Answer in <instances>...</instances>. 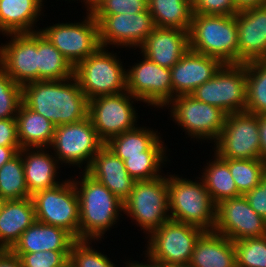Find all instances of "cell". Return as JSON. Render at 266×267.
Returning a JSON list of instances; mask_svg holds the SVG:
<instances>
[{
    "label": "cell",
    "instance_id": "obj_52",
    "mask_svg": "<svg viewBox=\"0 0 266 267\" xmlns=\"http://www.w3.org/2000/svg\"><path fill=\"white\" fill-rule=\"evenodd\" d=\"M172 267H193V266L190 263H187V264L173 265Z\"/></svg>",
    "mask_w": 266,
    "mask_h": 267
},
{
    "label": "cell",
    "instance_id": "obj_10",
    "mask_svg": "<svg viewBox=\"0 0 266 267\" xmlns=\"http://www.w3.org/2000/svg\"><path fill=\"white\" fill-rule=\"evenodd\" d=\"M205 231L197 226L169 220L147 237L145 254L170 266L190 263L196 241Z\"/></svg>",
    "mask_w": 266,
    "mask_h": 267
},
{
    "label": "cell",
    "instance_id": "obj_31",
    "mask_svg": "<svg viewBox=\"0 0 266 267\" xmlns=\"http://www.w3.org/2000/svg\"><path fill=\"white\" fill-rule=\"evenodd\" d=\"M212 158L206 162V166L202 167V175L199 174V176L217 205L225 199L238 197L241 194L238 192L228 164L215 153Z\"/></svg>",
    "mask_w": 266,
    "mask_h": 267
},
{
    "label": "cell",
    "instance_id": "obj_21",
    "mask_svg": "<svg viewBox=\"0 0 266 267\" xmlns=\"http://www.w3.org/2000/svg\"><path fill=\"white\" fill-rule=\"evenodd\" d=\"M138 50L150 61L170 69L189 50V31L156 27Z\"/></svg>",
    "mask_w": 266,
    "mask_h": 267
},
{
    "label": "cell",
    "instance_id": "obj_26",
    "mask_svg": "<svg viewBox=\"0 0 266 267\" xmlns=\"http://www.w3.org/2000/svg\"><path fill=\"white\" fill-rule=\"evenodd\" d=\"M36 221L30 198L5 200L0 212V249H11L21 234Z\"/></svg>",
    "mask_w": 266,
    "mask_h": 267
},
{
    "label": "cell",
    "instance_id": "obj_30",
    "mask_svg": "<svg viewBox=\"0 0 266 267\" xmlns=\"http://www.w3.org/2000/svg\"><path fill=\"white\" fill-rule=\"evenodd\" d=\"M156 27L189 31L193 16L190 0H148Z\"/></svg>",
    "mask_w": 266,
    "mask_h": 267
},
{
    "label": "cell",
    "instance_id": "obj_49",
    "mask_svg": "<svg viewBox=\"0 0 266 267\" xmlns=\"http://www.w3.org/2000/svg\"><path fill=\"white\" fill-rule=\"evenodd\" d=\"M239 10L266 5V0H234Z\"/></svg>",
    "mask_w": 266,
    "mask_h": 267
},
{
    "label": "cell",
    "instance_id": "obj_9",
    "mask_svg": "<svg viewBox=\"0 0 266 267\" xmlns=\"http://www.w3.org/2000/svg\"><path fill=\"white\" fill-rule=\"evenodd\" d=\"M246 75V63L223 64L210 80L190 95L198 101L219 107L227 114L246 111Z\"/></svg>",
    "mask_w": 266,
    "mask_h": 267
},
{
    "label": "cell",
    "instance_id": "obj_16",
    "mask_svg": "<svg viewBox=\"0 0 266 267\" xmlns=\"http://www.w3.org/2000/svg\"><path fill=\"white\" fill-rule=\"evenodd\" d=\"M99 26V40L101 47L137 48L156 28L150 11L137 14L93 15ZM128 48V49H127Z\"/></svg>",
    "mask_w": 266,
    "mask_h": 267
},
{
    "label": "cell",
    "instance_id": "obj_45",
    "mask_svg": "<svg viewBox=\"0 0 266 267\" xmlns=\"http://www.w3.org/2000/svg\"><path fill=\"white\" fill-rule=\"evenodd\" d=\"M0 267H23L20 258L9 249H0Z\"/></svg>",
    "mask_w": 266,
    "mask_h": 267
},
{
    "label": "cell",
    "instance_id": "obj_38",
    "mask_svg": "<svg viewBox=\"0 0 266 267\" xmlns=\"http://www.w3.org/2000/svg\"><path fill=\"white\" fill-rule=\"evenodd\" d=\"M236 267H266V236L234 242Z\"/></svg>",
    "mask_w": 266,
    "mask_h": 267
},
{
    "label": "cell",
    "instance_id": "obj_7",
    "mask_svg": "<svg viewBox=\"0 0 266 267\" xmlns=\"http://www.w3.org/2000/svg\"><path fill=\"white\" fill-rule=\"evenodd\" d=\"M165 108L188 138L201 144L205 141L213 144L227 118V113L219 107L198 101L192 95L175 96Z\"/></svg>",
    "mask_w": 266,
    "mask_h": 267
},
{
    "label": "cell",
    "instance_id": "obj_43",
    "mask_svg": "<svg viewBox=\"0 0 266 267\" xmlns=\"http://www.w3.org/2000/svg\"><path fill=\"white\" fill-rule=\"evenodd\" d=\"M251 208L266 221V172L260 184L245 195Z\"/></svg>",
    "mask_w": 266,
    "mask_h": 267
},
{
    "label": "cell",
    "instance_id": "obj_23",
    "mask_svg": "<svg viewBox=\"0 0 266 267\" xmlns=\"http://www.w3.org/2000/svg\"><path fill=\"white\" fill-rule=\"evenodd\" d=\"M86 172L106 186L122 202L131 194L135 183V180L128 175L123 160L105 144L94 156Z\"/></svg>",
    "mask_w": 266,
    "mask_h": 267
},
{
    "label": "cell",
    "instance_id": "obj_25",
    "mask_svg": "<svg viewBox=\"0 0 266 267\" xmlns=\"http://www.w3.org/2000/svg\"><path fill=\"white\" fill-rule=\"evenodd\" d=\"M44 2L45 0H0V34L4 36L39 31L37 21L44 16Z\"/></svg>",
    "mask_w": 266,
    "mask_h": 267
},
{
    "label": "cell",
    "instance_id": "obj_28",
    "mask_svg": "<svg viewBox=\"0 0 266 267\" xmlns=\"http://www.w3.org/2000/svg\"><path fill=\"white\" fill-rule=\"evenodd\" d=\"M17 137L22 148L50 147L55 125L23 102L16 115Z\"/></svg>",
    "mask_w": 266,
    "mask_h": 267
},
{
    "label": "cell",
    "instance_id": "obj_14",
    "mask_svg": "<svg viewBox=\"0 0 266 267\" xmlns=\"http://www.w3.org/2000/svg\"><path fill=\"white\" fill-rule=\"evenodd\" d=\"M212 149L219 158L260 159L258 115L247 111L227 114Z\"/></svg>",
    "mask_w": 266,
    "mask_h": 267
},
{
    "label": "cell",
    "instance_id": "obj_41",
    "mask_svg": "<svg viewBox=\"0 0 266 267\" xmlns=\"http://www.w3.org/2000/svg\"><path fill=\"white\" fill-rule=\"evenodd\" d=\"M148 9V0H103L92 15L137 14Z\"/></svg>",
    "mask_w": 266,
    "mask_h": 267
},
{
    "label": "cell",
    "instance_id": "obj_47",
    "mask_svg": "<svg viewBox=\"0 0 266 267\" xmlns=\"http://www.w3.org/2000/svg\"><path fill=\"white\" fill-rule=\"evenodd\" d=\"M144 257H145V262H141L139 263V261H133V260H130V259H127L129 260L128 261V267H172L170 265H167V264H163L161 262H158V261H155L153 259H151L149 256H147L145 253H144Z\"/></svg>",
    "mask_w": 266,
    "mask_h": 267
},
{
    "label": "cell",
    "instance_id": "obj_34",
    "mask_svg": "<svg viewBox=\"0 0 266 267\" xmlns=\"http://www.w3.org/2000/svg\"><path fill=\"white\" fill-rule=\"evenodd\" d=\"M24 175L21 153L0 167V198L5 200H18L30 198Z\"/></svg>",
    "mask_w": 266,
    "mask_h": 267
},
{
    "label": "cell",
    "instance_id": "obj_17",
    "mask_svg": "<svg viewBox=\"0 0 266 267\" xmlns=\"http://www.w3.org/2000/svg\"><path fill=\"white\" fill-rule=\"evenodd\" d=\"M214 232L231 241L266 236V221L250 206L244 195L225 199L216 205Z\"/></svg>",
    "mask_w": 266,
    "mask_h": 267
},
{
    "label": "cell",
    "instance_id": "obj_46",
    "mask_svg": "<svg viewBox=\"0 0 266 267\" xmlns=\"http://www.w3.org/2000/svg\"><path fill=\"white\" fill-rule=\"evenodd\" d=\"M260 136V159L266 162V114L258 115Z\"/></svg>",
    "mask_w": 266,
    "mask_h": 267
},
{
    "label": "cell",
    "instance_id": "obj_36",
    "mask_svg": "<svg viewBox=\"0 0 266 267\" xmlns=\"http://www.w3.org/2000/svg\"><path fill=\"white\" fill-rule=\"evenodd\" d=\"M223 159L229 166L238 192L245 195L260 184L266 172V162L261 159Z\"/></svg>",
    "mask_w": 266,
    "mask_h": 267
},
{
    "label": "cell",
    "instance_id": "obj_19",
    "mask_svg": "<svg viewBox=\"0 0 266 267\" xmlns=\"http://www.w3.org/2000/svg\"><path fill=\"white\" fill-rule=\"evenodd\" d=\"M238 28V64L266 59V5L240 10Z\"/></svg>",
    "mask_w": 266,
    "mask_h": 267
},
{
    "label": "cell",
    "instance_id": "obj_53",
    "mask_svg": "<svg viewBox=\"0 0 266 267\" xmlns=\"http://www.w3.org/2000/svg\"><path fill=\"white\" fill-rule=\"evenodd\" d=\"M3 204H4V200L2 198H0V212H1Z\"/></svg>",
    "mask_w": 266,
    "mask_h": 267
},
{
    "label": "cell",
    "instance_id": "obj_11",
    "mask_svg": "<svg viewBox=\"0 0 266 267\" xmlns=\"http://www.w3.org/2000/svg\"><path fill=\"white\" fill-rule=\"evenodd\" d=\"M141 101L127 90L117 94L95 97L89 100L88 117L96 129L99 139L105 144L111 138L138 126L137 109L134 102Z\"/></svg>",
    "mask_w": 266,
    "mask_h": 267
},
{
    "label": "cell",
    "instance_id": "obj_8",
    "mask_svg": "<svg viewBox=\"0 0 266 267\" xmlns=\"http://www.w3.org/2000/svg\"><path fill=\"white\" fill-rule=\"evenodd\" d=\"M103 145L91 119L87 117L76 123L56 126L49 148L61 165L78 167L81 172L88 170Z\"/></svg>",
    "mask_w": 266,
    "mask_h": 267
},
{
    "label": "cell",
    "instance_id": "obj_6",
    "mask_svg": "<svg viewBox=\"0 0 266 267\" xmlns=\"http://www.w3.org/2000/svg\"><path fill=\"white\" fill-rule=\"evenodd\" d=\"M108 49L100 47L74 67V77L89 100L126 91V67Z\"/></svg>",
    "mask_w": 266,
    "mask_h": 267
},
{
    "label": "cell",
    "instance_id": "obj_22",
    "mask_svg": "<svg viewBox=\"0 0 266 267\" xmlns=\"http://www.w3.org/2000/svg\"><path fill=\"white\" fill-rule=\"evenodd\" d=\"M49 150V147H39L22 148L19 151L23 160L27 189L31 196L36 192L53 188L63 182L59 178V169L63 166Z\"/></svg>",
    "mask_w": 266,
    "mask_h": 267
},
{
    "label": "cell",
    "instance_id": "obj_32",
    "mask_svg": "<svg viewBox=\"0 0 266 267\" xmlns=\"http://www.w3.org/2000/svg\"><path fill=\"white\" fill-rule=\"evenodd\" d=\"M73 76L71 63L38 31V81L63 80Z\"/></svg>",
    "mask_w": 266,
    "mask_h": 267
},
{
    "label": "cell",
    "instance_id": "obj_2",
    "mask_svg": "<svg viewBox=\"0 0 266 267\" xmlns=\"http://www.w3.org/2000/svg\"><path fill=\"white\" fill-rule=\"evenodd\" d=\"M72 178L79 197V239H104L123 216V202L86 171ZM79 179V180H78Z\"/></svg>",
    "mask_w": 266,
    "mask_h": 267
},
{
    "label": "cell",
    "instance_id": "obj_20",
    "mask_svg": "<svg viewBox=\"0 0 266 267\" xmlns=\"http://www.w3.org/2000/svg\"><path fill=\"white\" fill-rule=\"evenodd\" d=\"M222 65L223 63L215 57L189 49L170 68L173 98L179 95H190L197 87L210 80Z\"/></svg>",
    "mask_w": 266,
    "mask_h": 267
},
{
    "label": "cell",
    "instance_id": "obj_33",
    "mask_svg": "<svg viewBox=\"0 0 266 267\" xmlns=\"http://www.w3.org/2000/svg\"><path fill=\"white\" fill-rule=\"evenodd\" d=\"M139 126L111 138L105 145L122 160H126V156L142 155L162 135L158 133V129L155 131L152 127Z\"/></svg>",
    "mask_w": 266,
    "mask_h": 267
},
{
    "label": "cell",
    "instance_id": "obj_27",
    "mask_svg": "<svg viewBox=\"0 0 266 267\" xmlns=\"http://www.w3.org/2000/svg\"><path fill=\"white\" fill-rule=\"evenodd\" d=\"M190 264L193 267H236L234 242L214 231H205L196 241Z\"/></svg>",
    "mask_w": 266,
    "mask_h": 267
},
{
    "label": "cell",
    "instance_id": "obj_48",
    "mask_svg": "<svg viewBox=\"0 0 266 267\" xmlns=\"http://www.w3.org/2000/svg\"><path fill=\"white\" fill-rule=\"evenodd\" d=\"M20 150L21 147L0 146V167L13 158Z\"/></svg>",
    "mask_w": 266,
    "mask_h": 267
},
{
    "label": "cell",
    "instance_id": "obj_35",
    "mask_svg": "<svg viewBox=\"0 0 266 267\" xmlns=\"http://www.w3.org/2000/svg\"><path fill=\"white\" fill-rule=\"evenodd\" d=\"M246 111L255 115L266 114V59L246 63Z\"/></svg>",
    "mask_w": 266,
    "mask_h": 267
},
{
    "label": "cell",
    "instance_id": "obj_1",
    "mask_svg": "<svg viewBox=\"0 0 266 267\" xmlns=\"http://www.w3.org/2000/svg\"><path fill=\"white\" fill-rule=\"evenodd\" d=\"M22 102L55 126L88 117L89 99L73 76L63 80H39L22 86Z\"/></svg>",
    "mask_w": 266,
    "mask_h": 267
},
{
    "label": "cell",
    "instance_id": "obj_15",
    "mask_svg": "<svg viewBox=\"0 0 266 267\" xmlns=\"http://www.w3.org/2000/svg\"><path fill=\"white\" fill-rule=\"evenodd\" d=\"M141 56V61L127 66L126 90L143 104L162 110L173 99L171 71Z\"/></svg>",
    "mask_w": 266,
    "mask_h": 267
},
{
    "label": "cell",
    "instance_id": "obj_51",
    "mask_svg": "<svg viewBox=\"0 0 266 267\" xmlns=\"http://www.w3.org/2000/svg\"><path fill=\"white\" fill-rule=\"evenodd\" d=\"M60 267H74V265L71 263L70 260H68L66 263H64L62 266Z\"/></svg>",
    "mask_w": 266,
    "mask_h": 267
},
{
    "label": "cell",
    "instance_id": "obj_4",
    "mask_svg": "<svg viewBox=\"0 0 266 267\" xmlns=\"http://www.w3.org/2000/svg\"><path fill=\"white\" fill-rule=\"evenodd\" d=\"M189 49L238 64V28L235 15L193 14L189 29Z\"/></svg>",
    "mask_w": 266,
    "mask_h": 267
},
{
    "label": "cell",
    "instance_id": "obj_13",
    "mask_svg": "<svg viewBox=\"0 0 266 267\" xmlns=\"http://www.w3.org/2000/svg\"><path fill=\"white\" fill-rule=\"evenodd\" d=\"M86 16V17H85ZM81 22L58 23L39 31L75 67L100 47L99 26L92 13H86Z\"/></svg>",
    "mask_w": 266,
    "mask_h": 267
},
{
    "label": "cell",
    "instance_id": "obj_3",
    "mask_svg": "<svg viewBox=\"0 0 266 267\" xmlns=\"http://www.w3.org/2000/svg\"><path fill=\"white\" fill-rule=\"evenodd\" d=\"M168 174L170 220L212 231L216 218V204L201 177L185 178Z\"/></svg>",
    "mask_w": 266,
    "mask_h": 267
},
{
    "label": "cell",
    "instance_id": "obj_50",
    "mask_svg": "<svg viewBox=\"0 0 266 267\" xmlns=\"http://www.w3.org/2000/svg\"><path fill=\"white\" fill-rule=\"evenodd\" d=\"M71 2V0H65V2ZM74 2L76 1H80V0H72ZM83 5V7H85L86 9V13H93L99 6L100 4L103 2V0H81L80 1ZM88 11V12H87Z\"/></svg>",
    "mask_w": 266,
    "mask_h": 267
},
{
    "label": "cell",
    "instance_id": "obj_5",
    "mask_svg": "<svg viewBox=\"0 0 266 267\" xmlns=\"http://www.w3.org/2000/svg\"><path fill=\"white\" fill-rule=\"evenodd\" d=\"M123 214L146 236L169 221L168 173L151 180L135 181L131 194L123 202Z\"/></svg>",
    "mask_w": 266,
    "mask_h": 267
},
{
    "label": "cell",
    "instance_id": "obj_39",
    "mask_svg": "<svg viewBox=\"0 0 266 267\" xmlns=\"http://www.w3.org/2000/svg\"><path fill=\"white\" fill-rule=\"evenodd\" d=\"M22 103V86L0 68V120L16 118Z\"/></svg>",
    "mask_w": 266,
    "mask_h": 267
},
{
    "label": "cell",
    "instance_id": "obj_37",
    "mask_svg": "<svg viewBox=\"0 0 266 267\" xmlns=\"http://www.w3.org/2000/svg\"><path fill=\"white\" fill-rule=\"evenodd\" d=\"M96 241L100 242L92 239H77L73 243L69 260L74 267H119L112 262V259L104 255L105 252L95 250L92 242L96 243ZM123 263L126 264L125 267H128V261Z\"/></svg>",
    "mask_w": 266,
    "mask_h": 267
},
{
    "label": "cell",
    "instance_id": "obj_29",
    "mask_svg": "<svg viewBox=\"0 0 266 267\" xmlns=\"http://www.w3.org/2000/svg\"><path fill=\"white\" fill-rule=\"evenodd\" d=\"M162 139L160 137L142 155L126 156V160H123L128 175L135 181L151 180L164 175L162 169L171 160L167 155L168 147Z\"/></svg>",
    "mask_w": 266,
    "mask_h": 267
},
{
    "label": "cell",
    "instance_id": "obj_12",
    "mask_svg": "<svg viewBox=\"0 0 266 267\" xmlns=\"http://www.w3.org/2000/svg\"><path fill=\"white\" fill-rule=\"evenodd\" d=\"M65 179L53 188L34 193L36 220L61 227L79 239V197L73 181Z\"/></svg>",
    "mask_w": 266,
    "mask_h": 267
},
{
    "label": "cell",
    "instance_id": "obj_40",
    "mask_svg": "<svg viewBox=\"0 0 266 267\" xmlns=\"http://www.w3.org/2000/svg\"><path fill=\"white\" fill-rule=\"evenodd\" d=\"M71 251H40L34 253L15 254L23 267H60L69 260Z\"/></svg>",
    "mask_w": 266,
    "mask_h": 267
},
{
    "label": "cell",
    "instance_id": "obj_18",
    "mask_svg": "<svg viewBox=\"0 0 266 267\" xmlns=\"http://www.w3.org/2000/svg\"><path fill=\"white\" fill-rule=\"evenodd\" d=\"M5 36L9 40L0 45V68L20 86L38 81V31Z\"/></svg>",
    "mask_w": 266,
    "mask_h": 267
},
{
    "label": "cell",
    "instance_id": "obj_42",
    "mask_svg": "<svg viewBox=\"0 0 266 267\" xmlns=\"http://www.w3.org/2000/svg\"><path fill=\"white\" fill-rule=\"evenodd\" d=\"M193 14L202 15H236L240 10L234 0H194Z\"/></svg>",
    "mask_w": 266,
    "mask_h": 267
},
{
    "label": "cell",
    "instance_id": "obj_24",
    "mask_svg": "<svg viewBox=\"0 0 266 267\" xmlns=\"http://www.w3.org/2000/svg\"><path fill=\"white\" fill-rule=\"evenodd\" d=\"M77 239L67 230L35 221L10 249L14 254L40 251H71Z\"/></svg>",
    "mask_w": 266,
    "mask_h": 267
},
{
    "label": "cell",
    "instance_id": "obj_44",
    "mask_svg": "<svg viewBox=\"0 0 266 267\" xmlns=\"http://www.w3.org/2000/svg\"><path fill=\"white\" fill-rule=\"evenodd\" d=\"M0 146L21 147L17 137L16 118L0 120Z\"/></svg>",
    "mask_w": 266,
    "mask_h": 267
}]
</instances>
